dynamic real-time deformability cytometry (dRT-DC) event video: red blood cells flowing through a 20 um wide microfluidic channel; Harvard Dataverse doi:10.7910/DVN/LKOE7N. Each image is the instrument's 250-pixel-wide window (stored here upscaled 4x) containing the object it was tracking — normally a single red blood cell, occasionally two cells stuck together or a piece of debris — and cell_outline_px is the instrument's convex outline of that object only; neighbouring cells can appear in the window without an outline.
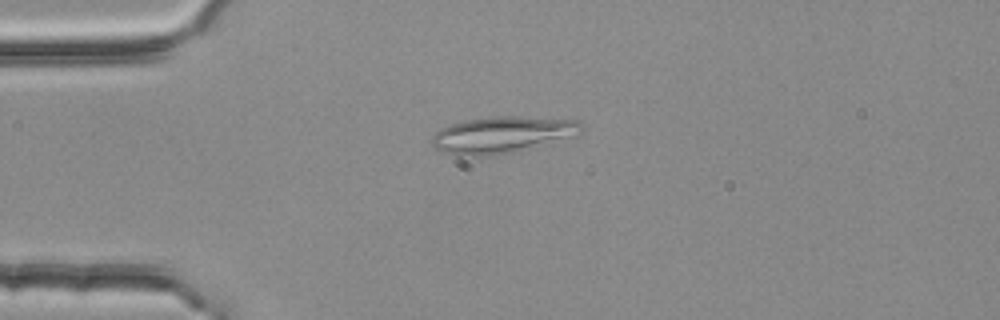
{"species": "common noctule bat (a hibernating species)", "species_latin": "Nyctalus noctula", "temperature_condition": "room temperature", "stored_images_in_passage": 3, "camera_frame_rate_fps": 3000, "um_per_image_px": 0.085, "animal": {"sex": "female", "body_mass_g": 25.1}, "frame": {"image": 1, "passage_image": 3, "time_ms": 0.667, "image_size_px": [1000, 320], "cell_outline_px": [[584, 128], [576, 136], [512, 152], [488, 156], [460, 156], [444, 152], [436, 148], [432, 144], [432, 136], [440, 128], [448, 124], [464, 120], [496, 116], [520, 116], [576, 120]], "centroid_in_image_um": [42.66, 11.45], "position_along_channel_um": 42.3, "area_um2": 31.85}}